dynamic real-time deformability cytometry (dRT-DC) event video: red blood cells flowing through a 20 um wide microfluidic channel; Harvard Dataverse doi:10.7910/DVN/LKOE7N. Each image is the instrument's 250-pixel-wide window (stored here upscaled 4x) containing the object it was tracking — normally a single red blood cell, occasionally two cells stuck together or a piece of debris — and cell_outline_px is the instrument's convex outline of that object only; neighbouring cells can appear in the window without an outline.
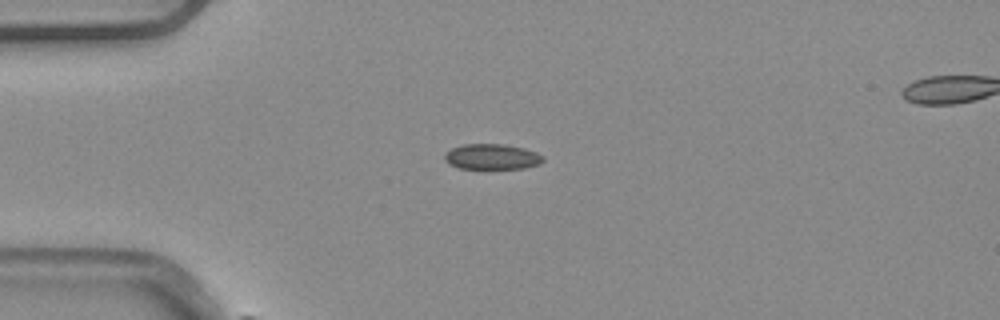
{"species": "common noctule bat (a hibernating species)", "species_latin": "Nyctalus noctula", "temperature_condition": "warm", "stored_images_in_passage": 3, "camera_frame_rate_fps": 3000, "um_per_image_px": 0.085, "animal": {"sex": "male", "body_mass_g": 20.4}, "frame": {"image": 1, "passage_image": 1, "time_ms": 0.0, "image_size_px": [1000, 320], "cell_outline_px": [[544, 160], [540, 164], [524, 168], [484, 172], [460, 168], [448, 164], [444, 160], [444, 152], [460, 144], [504, 144], [524, 148], [536, 152], [544, 156]], "centroid_in_image_um": [41.78, 13.37], "position_along_channel_um": 43.2, "area_um2": 15.66}}